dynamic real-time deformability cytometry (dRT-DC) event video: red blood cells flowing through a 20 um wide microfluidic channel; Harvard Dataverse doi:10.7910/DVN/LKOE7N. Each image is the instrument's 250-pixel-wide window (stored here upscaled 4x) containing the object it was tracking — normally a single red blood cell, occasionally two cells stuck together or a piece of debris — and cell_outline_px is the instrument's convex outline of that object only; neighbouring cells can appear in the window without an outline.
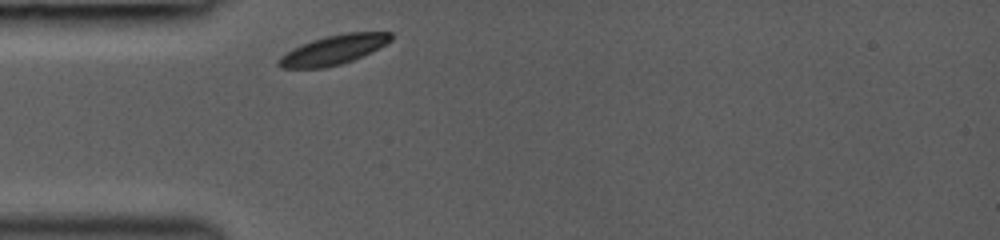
{"species": "common noctule bat (a hibernating species)", "species_latin": "Nyctalus noctula", "temperature_condition": "room temperature", "stored_images_in_passage": 28, "camera_frame_rate_fps": 3000, "um_per_image_px": 0.085, "animal": {"sex": "female", "body_mass_g": 19.0, "forearm_length_mm": 53.3}, "frame": {"image": 1, "passage_image": 1, "time_ms": 0.0, "image_size_px": [1000, 240], "cell_outline_px": [[392, 40], [352, 60], [340, 64], [324, 68], [280, 68], [276, 64], [276, 60], [280, 56], [312, 40], [344, 32], [392, 32]], "centroid_in_image_um": [28.31, 4.24], "position_along_channel_um": 56.7, "area_um2": 18.79}}
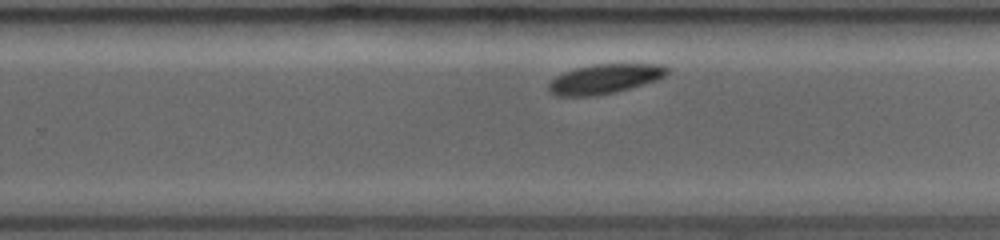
{"frame": {"image": 2, "passage_image": 18, "time_ms": 5.667, "image_size_px": [1000, 240], "cell_outline_px": [[668, 72], [664, 76], [656, 80], [628, 88], [612, 92], [592, 96], [556, 96], [548, 92], [548, 84], [556, 76], [564, 72], [576, 68], [592, 64], [660, 64], [668, 68]], "centroid_in_image_um": [51.35, 6.7], "position_along_channel_um": 278.5, "area_um2": 20.17}}
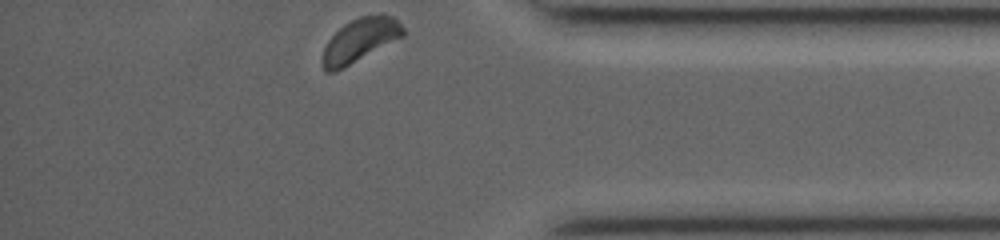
{"frame": {"image": 3, "passage_image": 28, "time_ms": 9.0, "image_size_px": [1000, 240], "cell_outline_px": [[404, 36], [332, 72], [324, 72], [320, 60], [324, 48], [328, 40], [344, 24], [360, 16], [392, 16], [404, 28]], "centroid_in_image_um": [30.55, 3.42], "position_along_channel_um": 404.7, "area_um2": 19.71}, "authors_computed_cell_mechanics": {"area_um2": 20.2011, "velocity_mm_per_s": 4.0052, "shape_relaxation_time_tau1_ms": 2.2373, "shape_relaxation_time_tau2_ms": null, "deformation_change_tau1": 0.0696, "deformation_change_tau2": null}}